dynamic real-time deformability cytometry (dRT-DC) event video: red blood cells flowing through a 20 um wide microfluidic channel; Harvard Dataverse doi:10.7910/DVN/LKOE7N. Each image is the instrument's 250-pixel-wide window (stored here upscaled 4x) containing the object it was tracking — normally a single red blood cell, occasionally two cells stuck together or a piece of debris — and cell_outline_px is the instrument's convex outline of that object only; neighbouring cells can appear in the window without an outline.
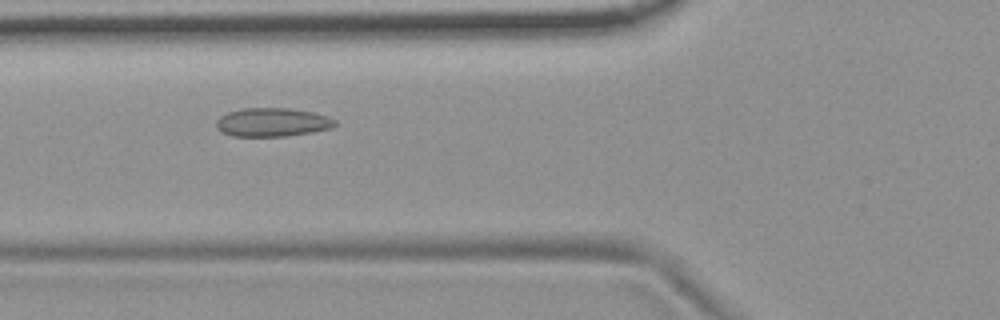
{"species": "common noctule bat (a hibernating species)", "species_latin": "Nyctalus noctula", "temperature_condition": "room temperature", "stored_images_in_passage": 52, "camera_frame_rate_fps": 3000, "um_per_image_px": 0.085, "animal": {"sex": "female", "body_mass_g": 19.9}, "frame": {"image": 1, "passage_image": 18, "time_ms": 5.667, "image_size_px": [1000, 320], "cell_outline_px": [[336, 124], [332, 128], [312, 132], [284, 136], [232, 136], [220, 132], [216, 128], [216, 120], [220, 116], [228, 112], [244, 108], [288, 108], [312, 112], [328, 116], [336, 120]], "centroid_in_image_um": [23.13, 10.39], "position_along_channel_um": 102.7, "area_um2": 19.88}}
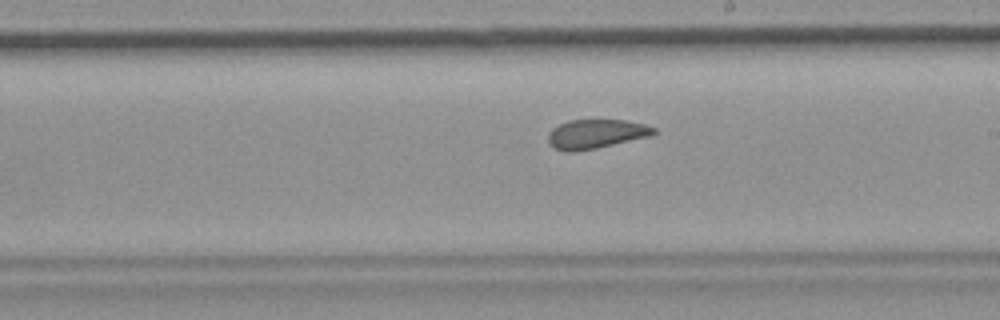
{"frame": {"image": 2, "passage_image": 29, "time_ms": 9.333, "image_size_px": [1000, 320], "cell_outline_px": [[656, 132], [652, 136], [596, 148], [576, 152], [564, 152], [556, 148], [548, 140], [548, 132], [552, 128], [568, 120], [628, 120], [644, 124], [656, 128]], "centroid_in_image_um": [50.68, 11.38], "position_along_channel_um": 238.3, "area_um2": 18.03}}
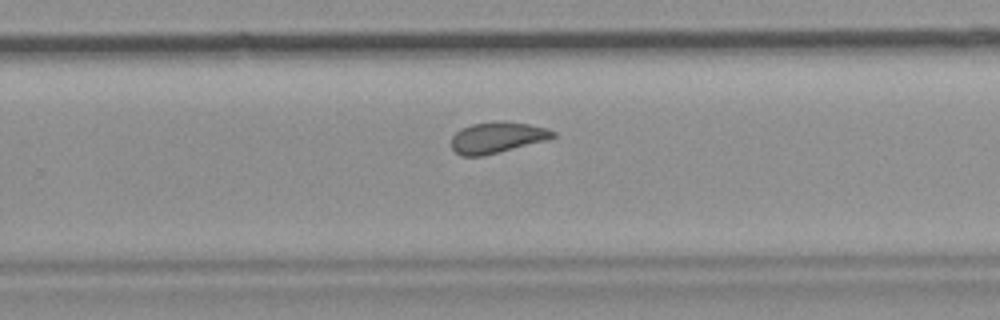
{"frame": {"image": 3, "passage_image": 33, "time_ms": 10.667, "image_size_px": [1000, 320], "cell_outline_px": [[556, 136], [544, 140], [484, 156], [460, 156], [452, 148], [452, 136], [460, 128], [472, 124], [496, 120], [508, 120], [548, 128], [556, 132]], "centroid_in_image_um": [42.24, 11.66], "position_along_channel_um": 287.6, "area_um2": 18.5}, "authors_computed_cell_mechanics": {"area_um2": 19.3052, "velocity_mm_per_s": 3.7059, "shape_relaxation_time_tau1_ms": null, "shape_relaxation_time_tau2_ms": 1.6269, "deformation_change_tau1": null, "deformation_change_tau2": 0.0728}}